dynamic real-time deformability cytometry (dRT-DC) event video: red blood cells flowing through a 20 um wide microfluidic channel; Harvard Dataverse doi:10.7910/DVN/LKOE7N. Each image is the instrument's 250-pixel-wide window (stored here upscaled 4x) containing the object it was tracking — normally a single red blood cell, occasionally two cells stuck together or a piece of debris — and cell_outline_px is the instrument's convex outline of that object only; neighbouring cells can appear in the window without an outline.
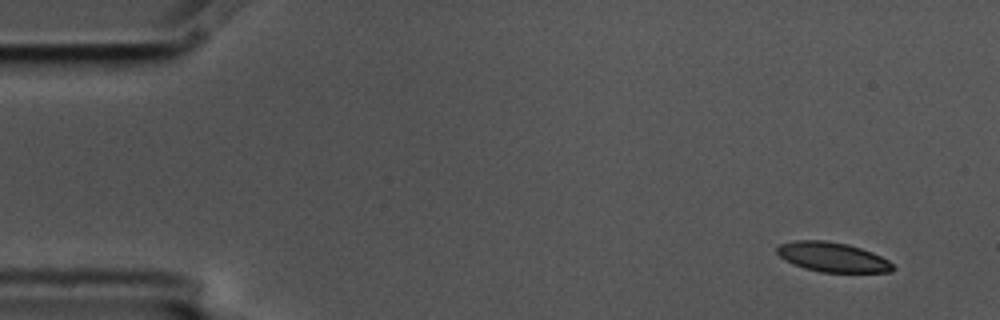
{"species": "common noctule bat (a hibernating species)", "species_latin": "Nyctalus noctula", "temperature_condition": "cold", "stored_images_in_passage": 4, "camera_frame_rate_fps": 3000, "um_per_image_px": 0.085, "animal": {"sex": "male", "body_mass_g": 17.5, "forearm_length_mm": 52.3}, "frame": {"image": 1, "passage_image": 1, "time_ms": 0.0, "image_size_px": [1000, 320], "cell_outline_px": [[896, 268], [892, 272], [820, 272], [804, 268], [792, 264], [784, 260], [776, 252], [776, 248], [780, 244], [792, 240], [824, 240], [848, 244], [872, 252], [888, 260]], "centroid_in_image_um": [70.74, 21.85], "position_along_channel_um": 14.3, "area_um2": 20.11}}